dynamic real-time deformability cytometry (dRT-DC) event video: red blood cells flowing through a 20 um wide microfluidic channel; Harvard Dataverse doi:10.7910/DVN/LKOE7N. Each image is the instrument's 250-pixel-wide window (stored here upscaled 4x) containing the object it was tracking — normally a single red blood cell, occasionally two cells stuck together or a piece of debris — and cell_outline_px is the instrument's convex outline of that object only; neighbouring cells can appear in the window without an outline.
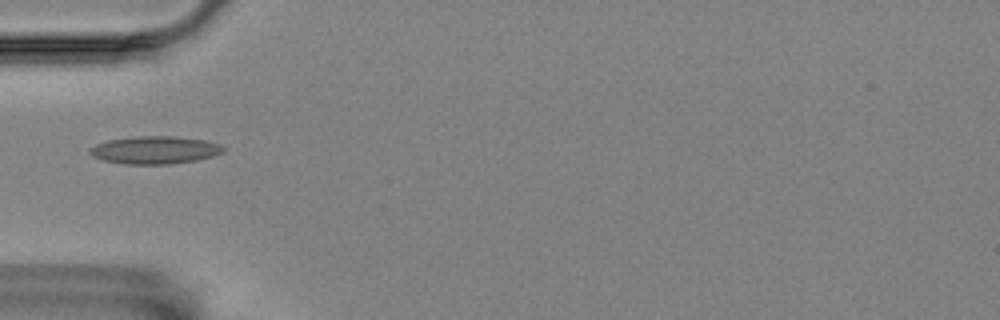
{"species": "Egyptian fruit bat (a non-hibernating species)", "species_latin": "Rousettus aegyptiacus", "temperature_condition": "room temperature", "stored_images_in_passage": 3, "camera_frame_rate_fps": 3000, "um_per_image_px": 0.085, "animal": {"sex": "female"}, "frame": {"image": 1, "passage_image": 1, "time_ms": 0.0, "image_size_px": [1000, 320], "cell_outline_px": [[224, 152], [212, 156], [196, 160], [172, 164], [124, 164], [104, 160], [92, 156], [88, 152], [88, 148], [96, 144], [108, 140], [136, 136], [172, 136], [204, 140], [220, 144], [224, 148]], "centroid_in_image_um": [13.14, 12.75], "position_along_channel_um": 71.9, "area_um2": 21.56}}
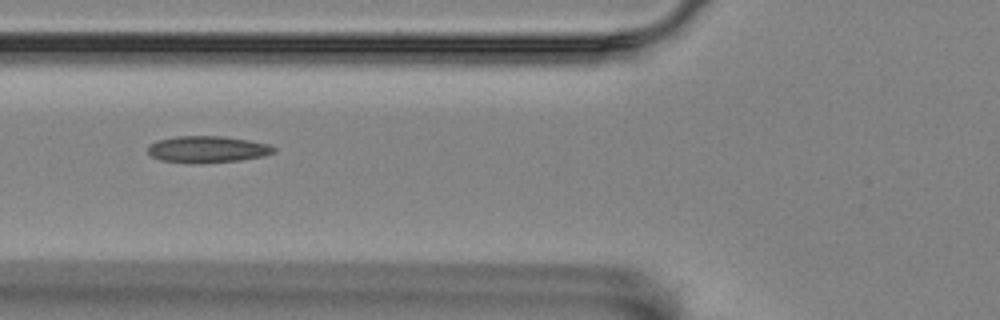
{"frame": {"image": 2, "passage_image": 2, "time_ms": 0.333, "image_size_px": [1000, 320], "cell_outline_px": [[276, 152], [264, 156], [240, 160], [204, 164], [188, 164], [160, 160], [152, 156], [148, 152], [148, 144], [156, 140], [176, 136], [220, 136], [248, 140], [268, 144], [276, 148]], "centroid_in_image_um": [17.6, 12.71], "position_along_channel_um": 108.2, "area_um2": 19.94}}
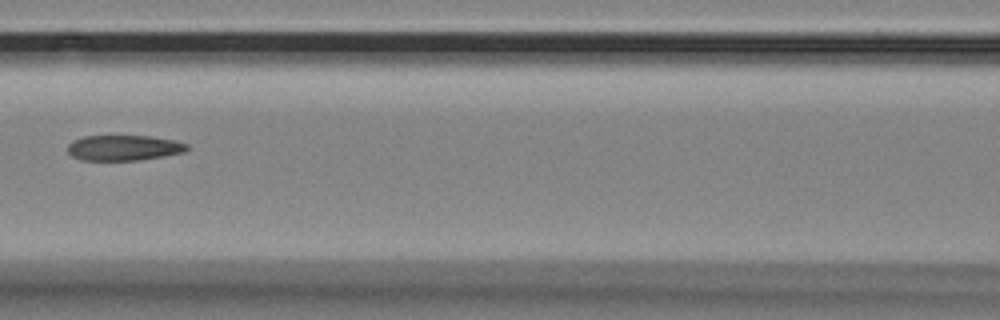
{"frame": {"image": 3, "passage_image": 3, "time_ms": 0.667, "image_size_px": [1000, 320], "cell_outline_px": [[188, 148], [184, 152], [164, 156], [136, 160], [80, 160], [72, 156], [68, 152], [68, 144], [72, 140], [84, 136], [148, 136], [172, 140], [188, 144]], "centroid_in_image_um": [10.48, 12.56], "position_along_channel_um": 156.1, "area_um2": 17.57}}